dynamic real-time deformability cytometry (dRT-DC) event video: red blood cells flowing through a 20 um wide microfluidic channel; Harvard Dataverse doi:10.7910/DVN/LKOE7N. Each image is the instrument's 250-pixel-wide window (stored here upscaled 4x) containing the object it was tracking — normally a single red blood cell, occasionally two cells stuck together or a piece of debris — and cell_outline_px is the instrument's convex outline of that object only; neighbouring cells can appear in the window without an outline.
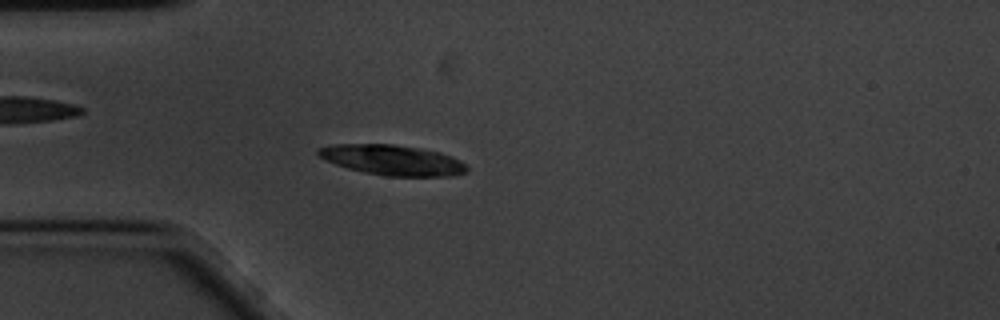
{"species": "common noctule bat (a hibernating species)", "species_latin": "Nyctalus noctula", "temperature_condition": "cold", "stored_images_in_passage": 46, "camera_frame_rate_fps": 3000, "um_per_image_px": 0.085, "animal": {"sex": "male", "body_mass_g": 20.1, "forearm_length_mm": 53.5}, "frame": {"image": 1, "passage_image": 13, "time_ms": 4.0, "image_size_px": [1000, 320], "cell_outline_px": [[468, 172], [452, 176], [384, 176], [364, 172], [348, 168], [324, 160], [316, 152], [316, 148], [332, 144], [392, 144], [440, 152], [460, 160], [468, 168]], "centroid_in_image_um": [33.33, 13.61], "position_along_channel_um": 51.7, "area_um2": 26.18}}
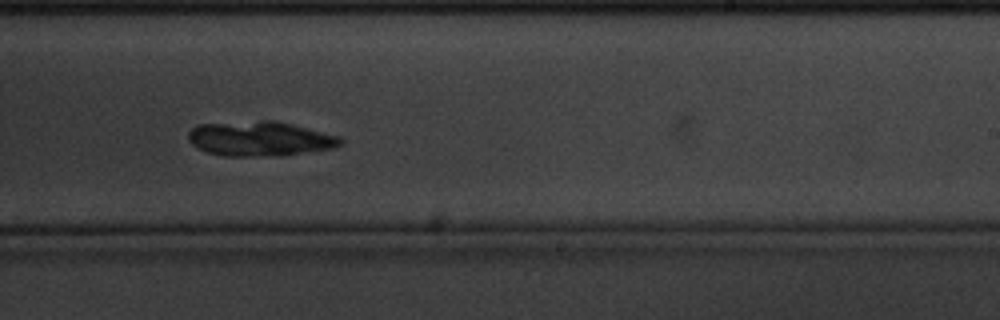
{"frame": {"image": 2, "passage_image": 33, "time_ms": 10.667, "image_size_px": [1000, 320], "cell_outline_px": [[344, 140], [336, 148], [300, 152], [256, 156], [224, 156], [208, 152], [196, 148], [188, 140], [188, 132], [196, 124], [264, 120], [272, 120], [292, 124], [340, 136]], "centroid_in_image_um": [22.04, 11.77], "position_along_channel_um": 267.0, "area_um2": 30.52}}
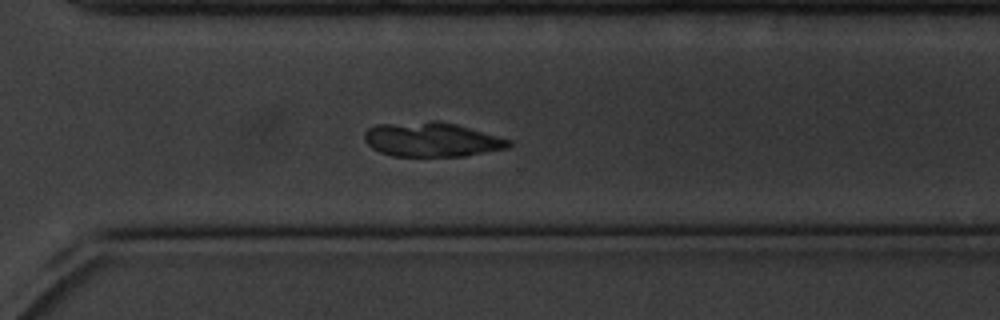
{"frame": {"image": 3, "passage_image": 39, "time_ms": 12.667, "image_size_px": [1000, 320], "cell_outline_px": [[512, 144], [508, 148], [464, 156], [392, 156], [380, 152], [372, 148], [364, 140], [364, 132], [368, 128], [376, 124], [436, 120], [440, 120], [456, 124], [512, 140]], "centroid_in_image_um": [36.68, 11.85], "position_along_channel_um": 333.9, "area_um2": 29.13}, "authors_computed_cell_mechanics": {"area_um2": 29.1312, "velocity_mm_per_s": 3.3573, "shape_relaxation_time_tau1_ms": 3.6931, "shape_relaxation_time_tau2_ms": null, "deformation_change_tau1": 0.177, "deformation_change_tau2": null}}